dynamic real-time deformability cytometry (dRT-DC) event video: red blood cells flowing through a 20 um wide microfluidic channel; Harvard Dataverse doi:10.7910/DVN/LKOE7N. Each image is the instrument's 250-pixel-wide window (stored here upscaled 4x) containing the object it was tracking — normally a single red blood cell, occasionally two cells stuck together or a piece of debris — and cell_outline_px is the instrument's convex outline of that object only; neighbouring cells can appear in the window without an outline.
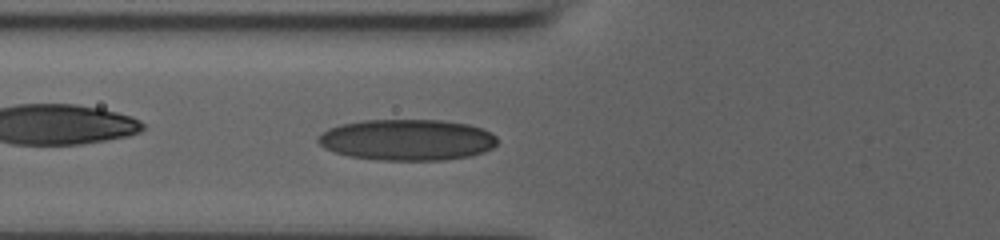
{"species": "human", "species_latin": "Homo sapiens", "temperature_condition": "room temperature", "stored_images_in_passage": 38, "camera_frame_rate_fps": 3000, "um_per_image_px": 0.085, "donor": {"sex": "male"}, "frame": {"image": 1, "passage_image": 9, "time_ms": 2.667, "image_size_px": [1000, 240], "cell_outline_px": [[496, 144], [492, 148], [484, 152], [468, 156], [444, 160], [380, 160], [348, 156], [324, 148], [316, 140], [328, 128], [340, 124], [364, 120], [440, 120], [468, 124], [492, 132], [496, 136]], "centroid_in_image_um": [34.61, 11.88], "position_along_channel_um": 91.2, "area_um2": 42.95}}
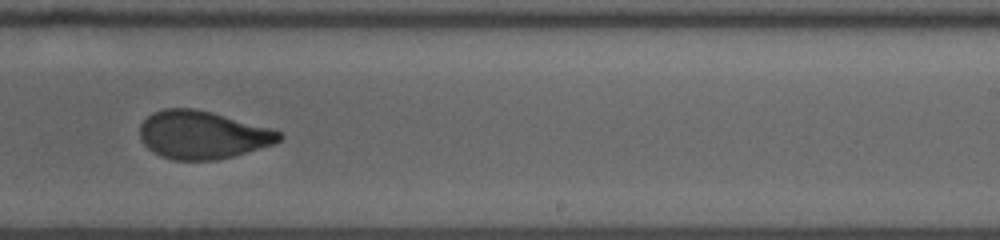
{"frame": {"image": 2, "passage_image": 20, "time_ms": 6.333, "image_size_px": [1000, 240], "cell_outline_px": [[284, 136], [276, 144], [232, 156], [216, 160], [172, 160], [160, 156], [148, 148], [140, 140], [140, 124], [152, 112], [164, 108], [192, 108], [212, 112], [272, 128], [280, 132]], "centroid_in_image_um": [17.21, 11.46], "position_along_channel_um": 271.8, "area_um2": 39.19}}
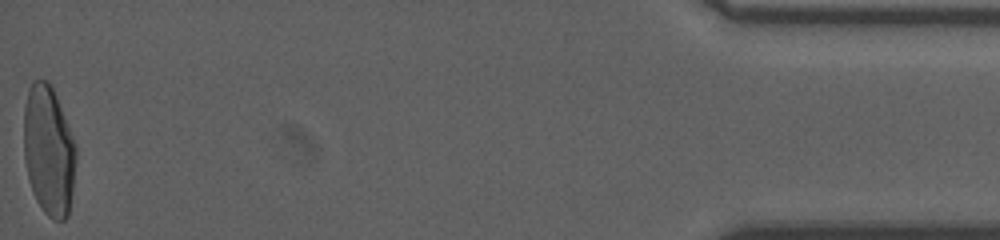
{"frame": {"image": 3, "passage_image": 38, "time_ms": 12.333, "image_size_px": [1000, 240], "cell_outline_px": [[76, 156], [72, 192], [68, 216], [64, 220], [52, 220], [44, 212], [36, 200], [32, 192], [24, 160], [24, 108], [28, 88], [32, 80], [48, 80], [52, 84], [72, 136], [76, 148]], "centroid_in_image_um": [4.13, 12.78], "position_along_channel_um": 431.1, "area_um2": 39.65}, "authors_computed_cell_mechanics": {"area_um2": 39.593, "velocity_mm_per_s": 3.9512, "shape_relaxation_time_tau1_ms": 5.2509, "shape_relaxation_time_tau2_ms": 0.9353, "deformation_change_tau1": 0.2081, "deformation_change_tau2": 0.067}}